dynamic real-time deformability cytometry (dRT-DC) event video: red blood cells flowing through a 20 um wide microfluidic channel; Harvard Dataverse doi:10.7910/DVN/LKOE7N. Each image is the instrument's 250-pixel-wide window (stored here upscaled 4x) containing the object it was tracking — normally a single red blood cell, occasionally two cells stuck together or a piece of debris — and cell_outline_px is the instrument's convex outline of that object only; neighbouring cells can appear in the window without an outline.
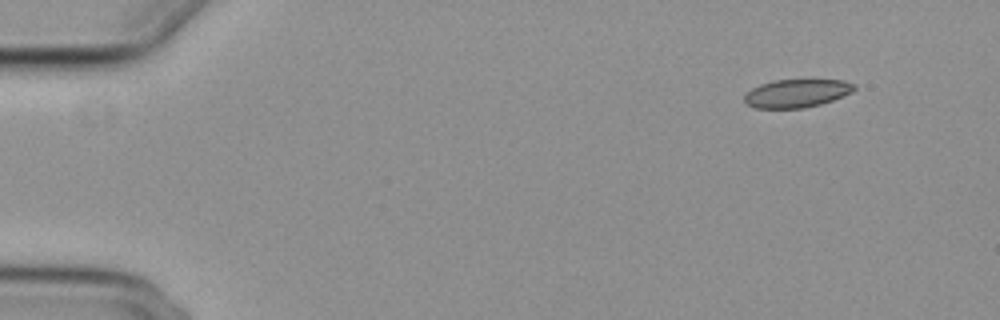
{"species": "common noctule bat (a hibernating species)", "species_latin": "Nyctalus noctula", "temperature_condition": "cold", "stored_images_in_passage": 4, "camera_frame_rate_fps": 3000, "um_per_image_px": 0.085, "animal": {"sex": "female", "body_mass_g": 29.2, "forearm_length_mm": 56.3}, "frame": {"image": 1, "passage_image": 1, "time_ms": 0.0, "image_size_px": [1000, 320], "cell_outline_px": [[856, 88], [852, 92], [832, 100], [820, 104], [804, 108], [756, 108], [744, 104], [744, 92], [760, 84], [772, 80], [844, 80], [856, 84]], "centroid_in_image_um": [67.68, 7.93], "position_along_channel_um": 17.3, "area_um2": 18.21}}